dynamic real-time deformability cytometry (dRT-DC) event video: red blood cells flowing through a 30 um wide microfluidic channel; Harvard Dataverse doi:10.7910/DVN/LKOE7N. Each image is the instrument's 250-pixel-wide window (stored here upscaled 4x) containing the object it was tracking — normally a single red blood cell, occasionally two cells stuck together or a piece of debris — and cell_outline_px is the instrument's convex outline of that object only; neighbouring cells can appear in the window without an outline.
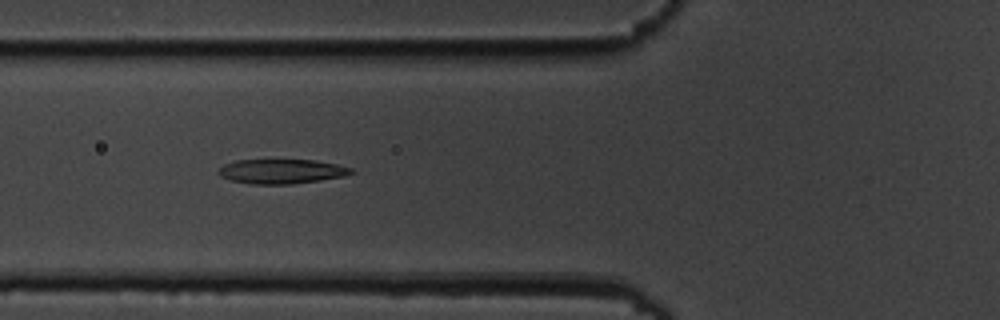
{"species": "common noctule bat (a hibernating species)", "species_latin": "Nyctalus noctula", "temperature_condition": "cold", "stored_images_in_passage": 5, "camera_frame_rate_fps": 3000, "um_per_image_px": 0.085, "animal": {"sex": "male", "body_mass_g": 19.5, "forearm_length_mm": 54.6}, "frame": {"image": 1, "passage_image": 4, "time_ms": 3.333, "image_size_px": [1000, 320], "cell_outline_px": [[356, 172], [344, 176], [320, 180], [292, 184], [252, 184], [232, 180], [220, 176], [216, 172], [224, 164], [236, 160], [316, 160], [336, 164], [352, 168]], "centroid_in_image_um": [23.94, 14.56], "position_along_channel_um": 101.9, "area_um2": 18.96}}
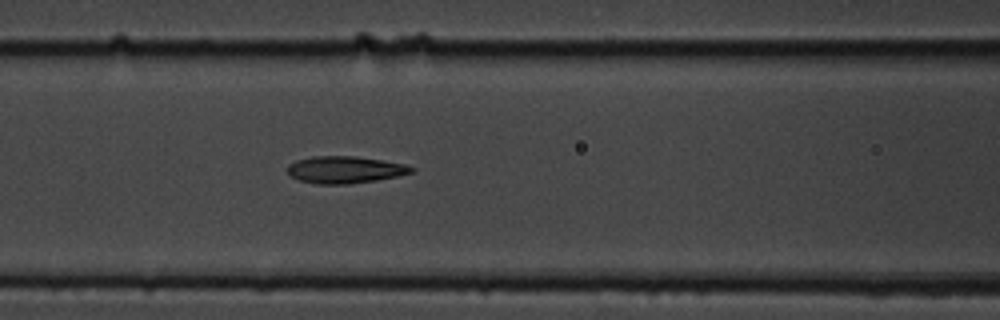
{"frame": {"image": 2, "passage_image": 5, "time_ms": 4.333, "image_size_px": [1000, 320], "cell_outline_px": [[416, 168], [412, 172], [396, 176], [376, 180], [348, 184], [316, 184], [300, 180], [292, 176], [288, 172], [288, 164], [296, 160], [312, 156], [356, 156], [404, 164]], "centroid_in_image_um": [29.3, 14.42], "position_along_channel_um": 137.3, "area_um2": 19.36}}